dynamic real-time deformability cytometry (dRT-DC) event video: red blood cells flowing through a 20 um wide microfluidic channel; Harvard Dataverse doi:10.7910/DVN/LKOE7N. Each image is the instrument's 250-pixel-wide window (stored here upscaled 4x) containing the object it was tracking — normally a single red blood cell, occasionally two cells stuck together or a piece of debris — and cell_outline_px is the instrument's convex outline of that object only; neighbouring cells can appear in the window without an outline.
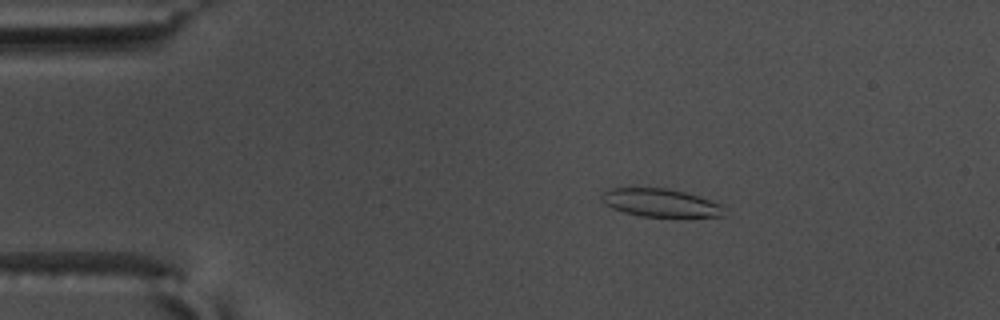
{"species": "common noctule bat (a hibernating species)", "species_latin": "Nyctalus noctula", "temperature_condition": "warm", "stored_images_in_passage": 55, "camera_frame_rate_fps": 3000, "um_per_image_px": 0.085, "animal": {"sex": "male", "body_mass_g": 17.5, "forearm_length_mm": 52.3}, "frame": {"image": 1, "passage_image": 10, "time_ms": 3.0, "image_size_px": [1000, 320], "cell_outline_px": [[724, 216], [640, 216], [624, 212], [612, 208], [604, 204], [600, 196], [608, 188], [664, 188], [684, 192], [724, 204]], "centroid_in_image_um": [56.13, 17.23], "position_along_channel_um": 28.9, "area_um2": 19.88}}
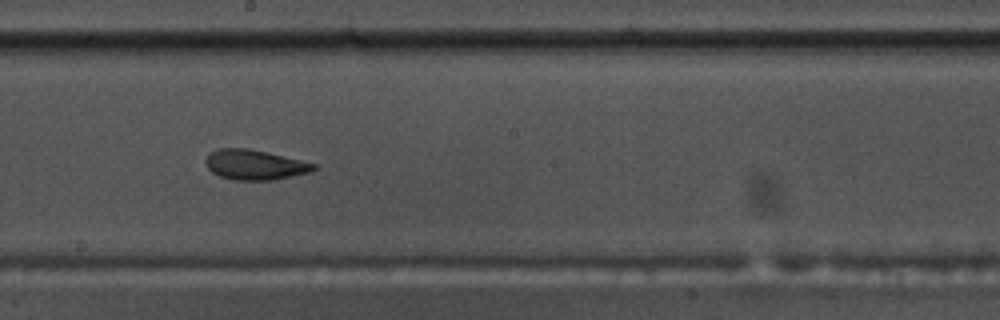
{"frame": {"image": 2, "passage_image": 31, "time_ms": 10.0, "image_size_px": [1000, 320], "cell_outline_px": [[320, 168], [312, 172], [272, 180], [232, 180], [220, 176], [212, 172], [208, 168], [204, 160], [216, 148], [248, 148], [300, 160], [316, 164]], "centroid_in_image_um": [21.67, 14.01], "position_along_channel_um": 226.5, "area_um2": 18.9}}
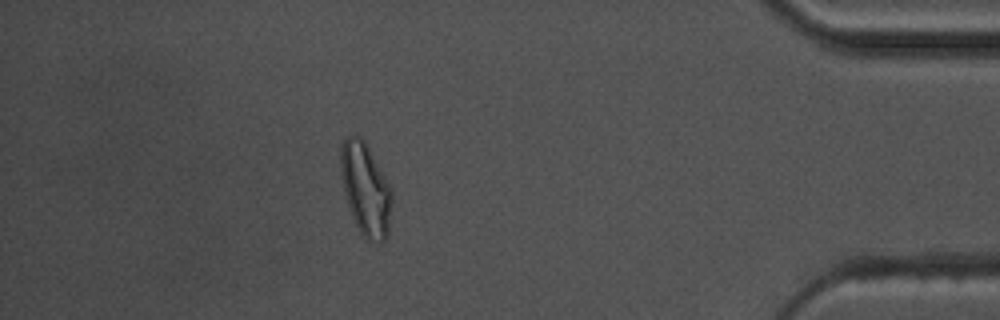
{"frame": {"image": 3, "passage_image": 49, "time_ms": 16.0, "image_size_px": [1000, 320], "cell_outline_px": [[392, 200], [388, 236], [380, 244], [368, 240], [360, 232], [352, 216], [344, 192], [340, 176], [340, 148], [344, 140], [348, 136], [360, 136], [364, 140], [392, 188]], "centroid_in_image_um": [31.08, 16.1], "position_along_channel_um": 404.1, "area_um2": 27.74}, "authors_computed_cell_mechanics": {"area_um2": 19.8832, "velocity_mm_per_s": 3.7096, "shape_relaxation_time_tau1_ms": 5.8501, "shape_relaxation_time_tau2_ms": 2.4381, "deformation_change_tau1": 0.1775, "deformation_change_tau2": 0.0982}}